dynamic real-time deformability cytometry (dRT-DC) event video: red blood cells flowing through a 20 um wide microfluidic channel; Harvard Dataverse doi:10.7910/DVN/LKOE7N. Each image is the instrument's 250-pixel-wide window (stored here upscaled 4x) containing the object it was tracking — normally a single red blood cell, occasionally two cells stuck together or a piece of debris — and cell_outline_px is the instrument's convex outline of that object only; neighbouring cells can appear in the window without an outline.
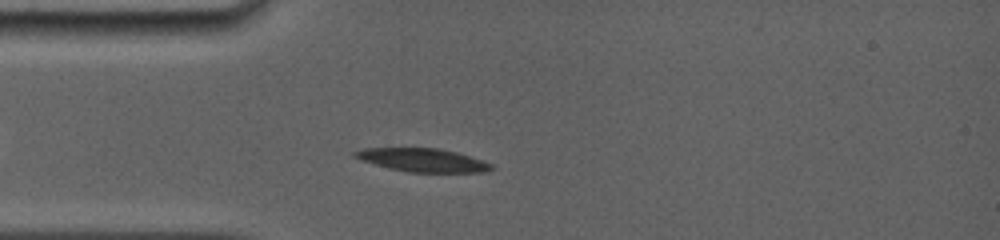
{"species": "common noctule bat (a hibernating species)", "species_latin": "Nyctalus noctula", "temperature_condition": "room temperature", "stored_images_in_passage": 48, "camera_frame_rate_fps": 5000, "um_per_image_px": 0.085, "animal": {"sex": "female", "body_mass_g": 19.0, "forearm_length_mm": 56.7}, "frame": {"image": 1, "passage_image": 9, "time_ms": 2.0, "image_size_px": [1000, 240], "cell_outline_px": [[496, 168], [484, 172], [408, 172], [376, 164], [352, 156], [352, 152], [364, 148], [436, 148], [456, 152], [492, 164]], "centroid_in_image_um": [35.94, 13.6], "position_along_channel_um": 49.1, "area_um2": 18.21}}
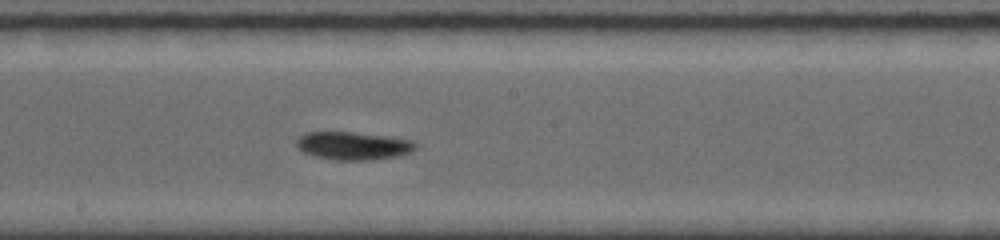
{"frame": {"image": 2, "passage_image": 23, "time_ms": 6.6, "image_size_px": [1000, 240], "cell_outline_px": [[416, 148], [412, 152], [400, 156], [368, 160], [336, 160], [316, 156], [304, 152], [296, 144], [296, 140], [300, 136], [308, 132], [352, 132], [388, 136], [412, 140], [416, 144]], "centroid_in_image_um": [30.07, 12.39], "position_along_channel_um": 218.1, "area_um2": 19.36}}
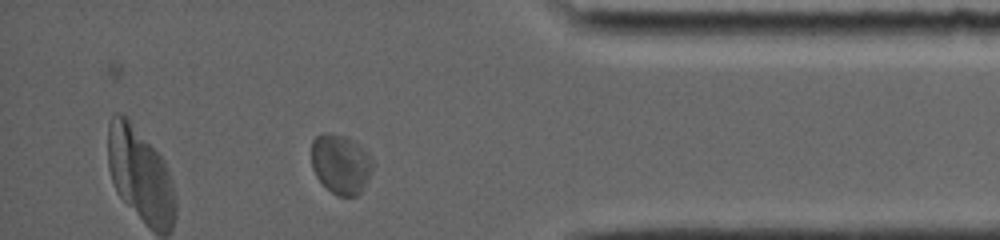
{"frame": {"image": 3, "passage_image": 42, "time_ms": 11.8, "image_size_px": [1000, 240], "cell_outline_px": [[372, 168], [360, 192], [356, 196], [336, 196], [316, 176], [312, 168], [312, 140], [320, 132], [328, 132], [344, 136], [356, 140], [372, 156]], "centroid_in_image_um": [28.95, 13.89], "position_along_channel_um": 406.2, "area_um2": 21.33}, "authors_computed_cell_mechanics": {"area_um2": 19.5942, "velocity_mm_per_s": 3.8486, "shape_relaxation_time_tau1_ms": null, "shape_relaxation_time_tau2_ms": 6.7151, "deformation_change_tau1": null, "deformation_change_tau2": 0.0447}}